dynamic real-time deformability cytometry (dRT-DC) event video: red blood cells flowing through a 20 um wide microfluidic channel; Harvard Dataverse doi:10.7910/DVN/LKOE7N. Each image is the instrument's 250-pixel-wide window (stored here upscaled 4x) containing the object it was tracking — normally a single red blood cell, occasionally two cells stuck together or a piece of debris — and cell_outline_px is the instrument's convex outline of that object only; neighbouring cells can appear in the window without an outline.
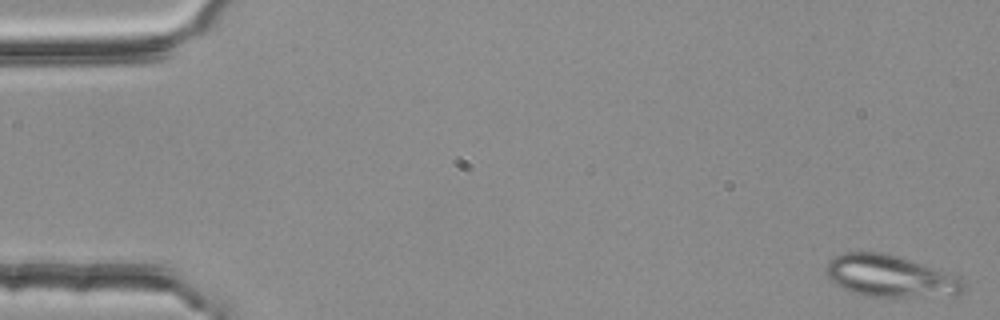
{"species": "common noctule bat (a hibernating species)", "species_latin": "Nyctalus noctula", "temperature_condition": "room temperature", "stored_images_in_passage": 6, "camera_frame_rate_fps": 3000, "um_per_image_px": 0.085, "animal": {"sex": "female", "body_mass_g": 25.1}, "frame": {"image": 1, "passage_image": 1, "time_ms": 0.0, "image_size_px": [1000, 320], "cell_outline_px": [[964, 288], [960, 292], [952, 296], [888, 300], [864, 296], [848, 292], [832, 284], [824, 272], [824, 268], [828, 260], [832, 256], [844, 252], [880, 252], [940, 268], [960, 276], [964, 280]], "centroid_in_image_um": [75.65, 23.53], "position_along_channel_um": 9.3, "area_um2": 35.49}}